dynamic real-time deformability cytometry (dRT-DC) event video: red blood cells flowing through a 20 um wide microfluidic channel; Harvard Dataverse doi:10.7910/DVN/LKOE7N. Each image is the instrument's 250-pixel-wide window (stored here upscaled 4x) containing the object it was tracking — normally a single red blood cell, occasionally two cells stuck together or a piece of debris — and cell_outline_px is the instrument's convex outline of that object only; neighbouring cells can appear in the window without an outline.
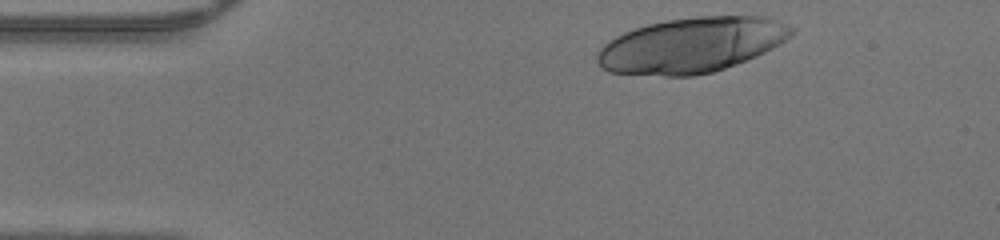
{"species": "human", "species_latin": "Homo sapiens", "temperature_condition": "warm", "stored_images_in_passage": 33, "camera_frame_rate_fps": 3000, "um_per_image_px": 0.085, "donor": {"sex": "male"}, "frame": {"image": 1, "passage_image": 1, "time_ms": 0.0, "image_size_px": [1000, 240], "cell_outline_px": [[796, 28], [780, 44], [756, 56], [736, 64], [712, 72], [692, 76], [664, 76], [608, 72], [600, 68], [596, 60], [596, 52], [608, 40], [624, 32], [648, 24], [668, 20], [696, 16], [764, 16], [788, 24]], "centroid_in_image_um": [58.74, 3.84], "position_along_channel_um": 26.3, "area_um2": 62.54}}